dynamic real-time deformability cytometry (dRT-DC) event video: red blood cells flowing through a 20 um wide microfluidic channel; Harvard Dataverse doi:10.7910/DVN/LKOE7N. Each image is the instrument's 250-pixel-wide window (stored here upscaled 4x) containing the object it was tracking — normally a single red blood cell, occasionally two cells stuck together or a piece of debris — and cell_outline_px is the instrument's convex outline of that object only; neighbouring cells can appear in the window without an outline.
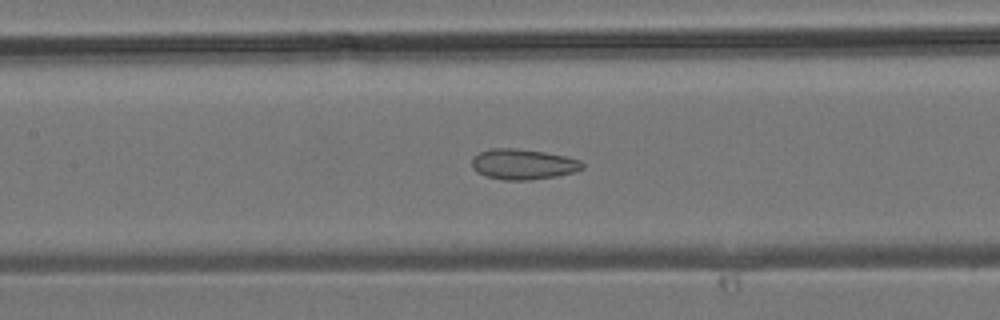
{"species": "common noctule bat (a hibernating species)", "species_latin": "Nyctalus noctula", "temperature_condition": "room temperature", "stored_images_in_passage": 29, "camera_frame_rate_fps": 3000, "um_per_image_px": 0.085, "animal": {"sex": "male", "body_mass_g": 19.2, "forearm_length_mm": 51.8}, "frame": {"image": 1, "passage_image": 7, "time_ms": 2.0, "image_size_px": [1000, 320], "cell_outline_px": [[584, 168], [572, 172], [556, 176], [532, 180], [504, 180], [488, 176], [476, 172], [472, 168], [472, 156], [480, 152], [492, 148], [516, 148], [544, 152], [564, 156], [580, 160], [584, 164]], "centroid_in_image_um": [44.44, 13.96], "position_along_channel_um": 163.0, "area_um2": 19.59}}
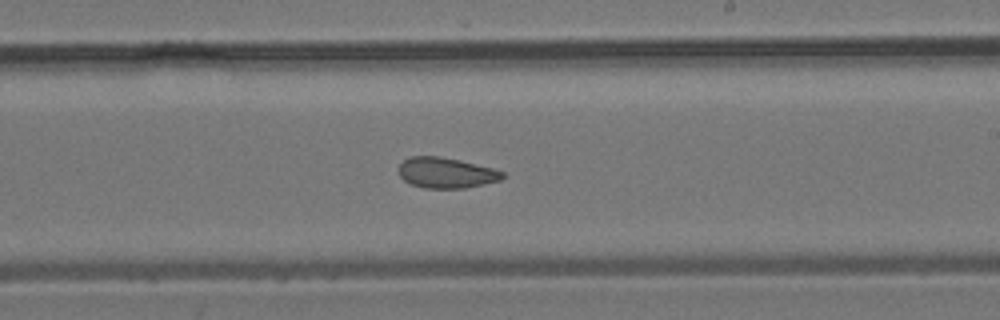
{"frame": {"image": 2, "passage_image": 12, "time_ms": 3.667, "image_size_px": [1000, 320], "cell_outline_px": [[504, 176], [500, 180], [464, 188], [424, 188], [412, 184], [404, 180], [400, 176], [400, 164], [404, 160], [412, 156], [440, 156], [460, 160], [492, 168], [504, 172]], "centroid_in_image_um": [37.92, 14.68], "position_along_channel_um": 251.1, "area_um2": 18.26}}
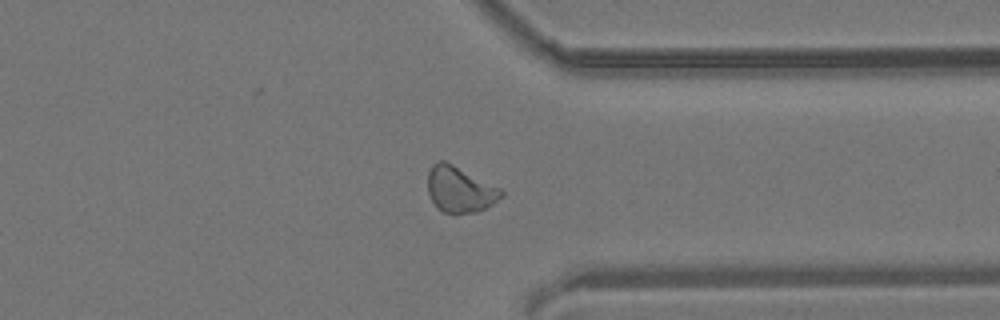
{"frame": {"image": 3, "passage_image": 19, "time_ms": 6.0, "image_size_px": [1000, 320], "cell_outline_px": [[504, 196], [492, 204], [476, 212], [456, 216], [444, 212], [432, 200], [428, 192], [428, 172], [432, 164], [440, 160], [444, 160], [500, 188], [504, 192]], "centroid_in_image_um": [39.09, 16.13], "position_along_channel_um": 372.3, "area_um2": 19.65}}